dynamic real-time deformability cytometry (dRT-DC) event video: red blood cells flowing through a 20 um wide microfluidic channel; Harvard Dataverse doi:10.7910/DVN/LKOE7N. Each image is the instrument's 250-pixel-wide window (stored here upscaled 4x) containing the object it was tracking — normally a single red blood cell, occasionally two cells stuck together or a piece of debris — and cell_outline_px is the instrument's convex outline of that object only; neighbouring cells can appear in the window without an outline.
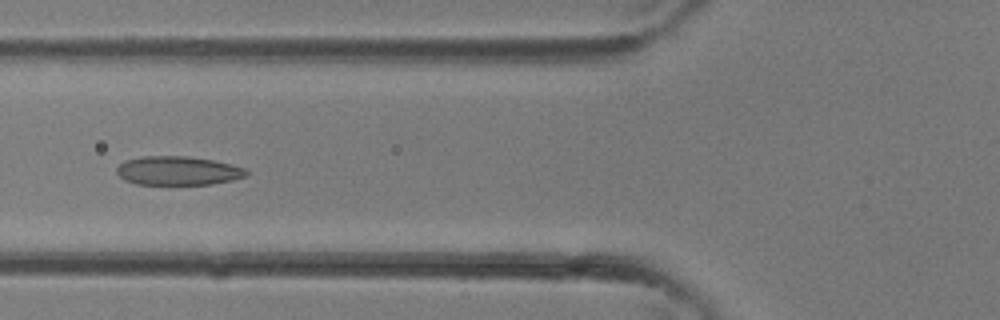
{"species": "common noctule bat (a hibernating species)", "species_latin": "Nyctalus noctula", "temperature_condition": "room temperature", "stored_images_in_passage": 28, "camera_frame_rate_fps": 3000, "um_per_image_px": 0.085, "animal": {"sex": "female"}, "frame": {"image": 1, "passage_image": 7, "time_ms": 2.0, "image_size_px": [1000, 320], "cell_outline_px": [[248, 176], [232, 180], [212, 184], [136, 184], [124, 180], [116, 172], [116, 168], [124, 160], [140, 156], [188, 156], [212, 160], [232, 164], [248, 168]], "centroid_in_image_um": [15.14, 14.5], "position_along_channel_um": 110.7, "area_um2": 22.02}}
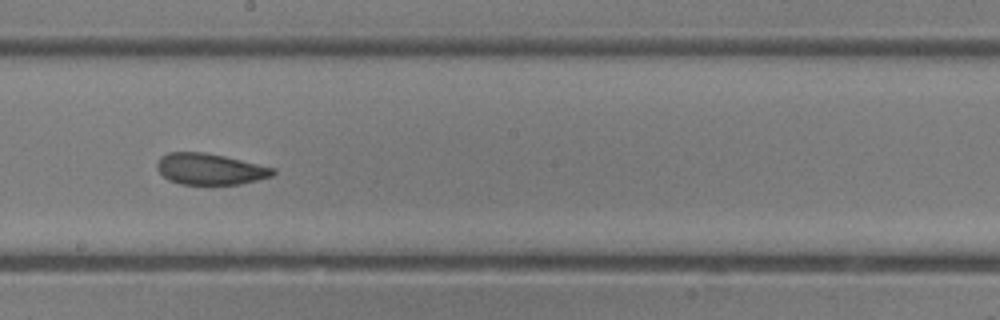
{"frame": {"image": 2, "passage_image": 13, "time_ms": 4.0, "image_size_px": [1000, 320], "cell_outline_px": [[276, 172], [272, 176], [240, 184], [180, 184], [168, 180], [156, 168], [156, 164], [160, 156], [168, 152], [204, 152], [224, 156], [276, 168]], "centroid_in_image_um": [17.83, 14.36], "position_along_channel_um": 230.4, "area_um2": 21.1}}
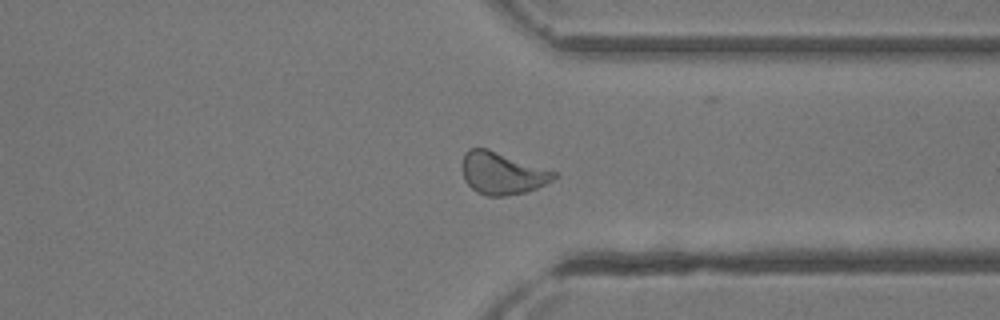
{"frame": {"image": 3, "passage_image": 20, "time_ms": 6.333, "image_size_px": [1000, 320], "cell_outline_px": [[560, 176], [536, 188], [524, 192], [504, 196], [488, 196], [476, 192], [464, 180], [464, 152], [468, 148], [488, 148], [560, 172]], "centroid_in_image_um": [42.75, 14.71], "position_along_channel_um": 368.7, "area_um2": 22.72}}